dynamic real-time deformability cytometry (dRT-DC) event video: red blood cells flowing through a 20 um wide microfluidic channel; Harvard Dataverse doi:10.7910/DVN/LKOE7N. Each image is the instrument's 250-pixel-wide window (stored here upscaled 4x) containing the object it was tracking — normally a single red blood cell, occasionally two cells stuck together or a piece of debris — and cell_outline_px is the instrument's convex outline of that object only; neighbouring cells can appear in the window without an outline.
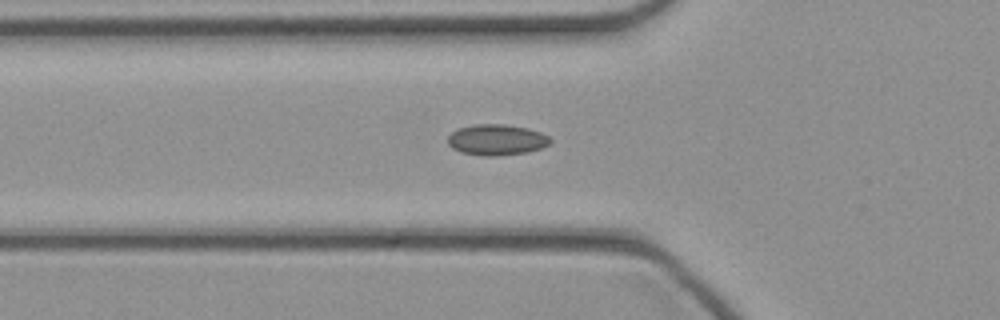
{"species": "common noctule bat (a hibernating species)", "species_latin": "Nyctalus noctula", "temperature_condition": "cold", "stored_images_in_passage": 37, "segment_of_instrument_passage": [1, 2], "camera_frame_rate_fps": 3000, "um_per_image_px": 0.085, "animal": {"sex": "female", "body_mass_g": 21.9}, "frame": {"image": 1, "passage_image": 6, "time_ms": 1.667, "image_size_px": [1000, 320], "cell_outline_px": [[552, 140], [548, 144], [540, 148], [524, 152], [496, 156], [484, 156], [460, 152], [452, 148], [448, 144], [448, 136], [456, 128], [476, 124], [504, 124], [528, 128], [540, 132], [548, 136]], "centroid_in_image_um": [42.17, 11.87], "position_along_channel_um": 83.6, "area_um2": 18.38}}
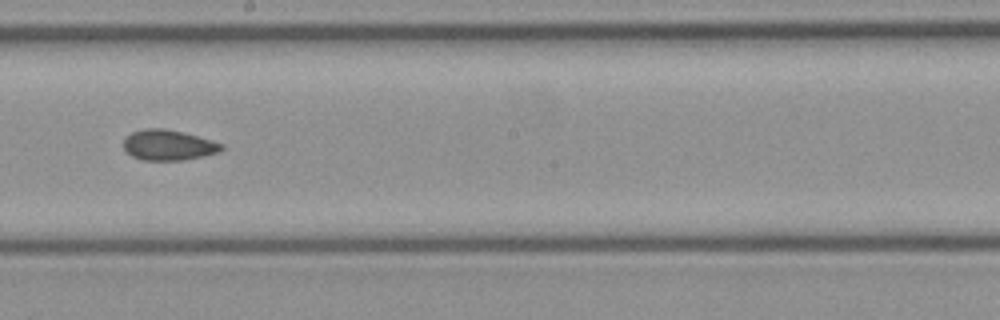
{"frame": {"image": 2, "passage_image": 16, "time_ms": 5.0, "image_size_px": [1000, 320], "cell_outline_px": [[224, 148], [220, 152], [204, 156], [184, 160], [144, 160], [132, 156], [124, 148], [124, 136], [132, 132], [144, 128], [164, 128], [184, 132], [212, 140], [224, 144]], "centroid_in_image_um": [14.33, 12.32], "position_along_channel_um": 233.9, "area_um2": 17.57}}
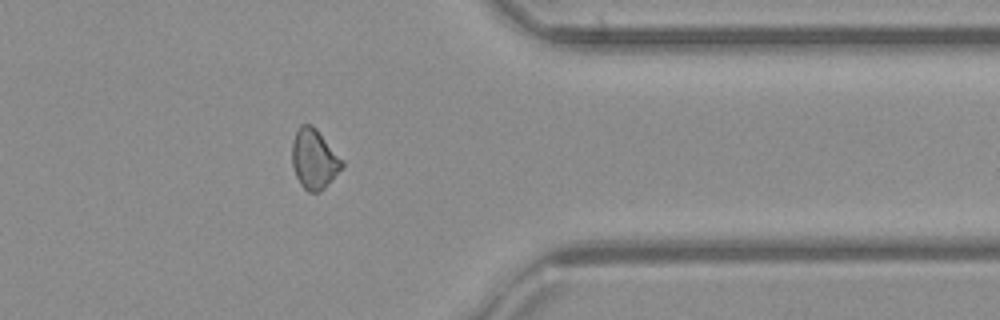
{"frame": {"image": 3, "passage_image": 27, "time_ms": 8.667, "image_size_px": [1000, 320], "cell_outline_px": [[344, 168], [320, 192], [308, 192], [300, 184], [296, 176], [292, 164], [292, 144], [296, 132], [300, 124], [312, 124], [316, 128], [344, 160]], "centroid_in_image_um": [26.73, 13.52], "position_along_channel_um": 384.7, "area_um2": 17.63}}